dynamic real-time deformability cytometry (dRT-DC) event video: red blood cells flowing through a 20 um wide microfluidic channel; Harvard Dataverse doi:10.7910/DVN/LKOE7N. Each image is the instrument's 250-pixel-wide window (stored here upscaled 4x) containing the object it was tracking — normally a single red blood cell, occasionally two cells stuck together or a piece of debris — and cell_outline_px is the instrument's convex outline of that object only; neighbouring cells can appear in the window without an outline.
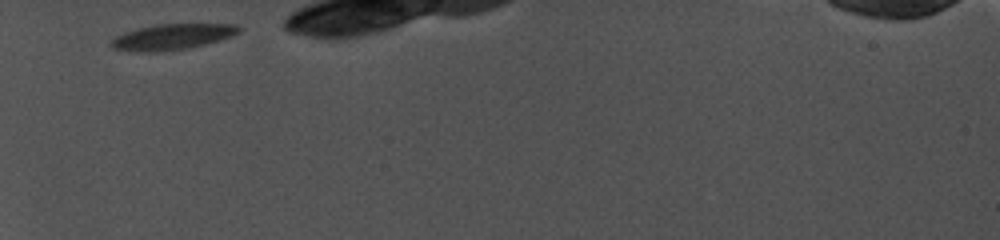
{"species": "common noctule bat (a hibernating species)", "species_latin": "Nyctalus noctula", "temperature_condition": "cold", "stored_images_in_passage": 31, "camera_frame_rate_fps": 5000, "um_per_image_px": 0.085, "animal": {"sex": "female", "body_mass_g": 19.0, "forearm_length_mm": 56.7}, "frame": {"image": 1, "passage_image": 1, "time_ms": 0.0, "image_size_px": [1000, 240], "cell_outline_px": [[240, 32], [232, 36], [204, 44], [188, 48], [112, 48], [108, 44], [116, 36], [124, 32], [136, 28], [152, 24], [236, 24], [240, 28]], "centroid_in_image_um": [14.74, 3.04], "position_along_channel_um": 70.3, "area_um2": 17.86}}
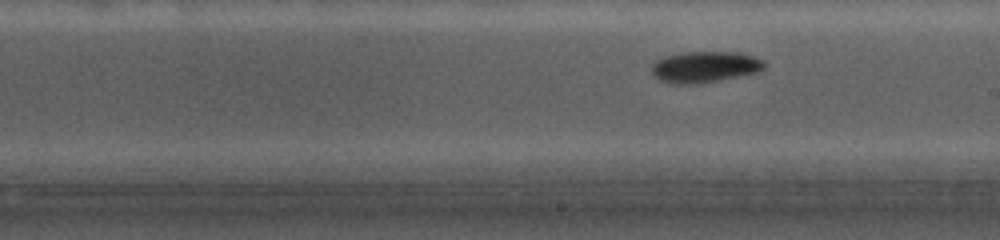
{"frame": {"image": 2, "passage_image": 19, "time_ms": 4.6, "image_size_px": [1000, 240], "cell_outline_px": [[764, 68], [760, 72], [720, 80], [696, 84], [676, 84], [660, 80], [652, 76], [652, 64], [656, 60], [664, 56], [684, 52], [736, 52], [752, 56], [764, 60]], "centroid_in_image_um": [59.9, 5.69], "position_along_channel_um": 229.1, "area_um2": 20.58}}
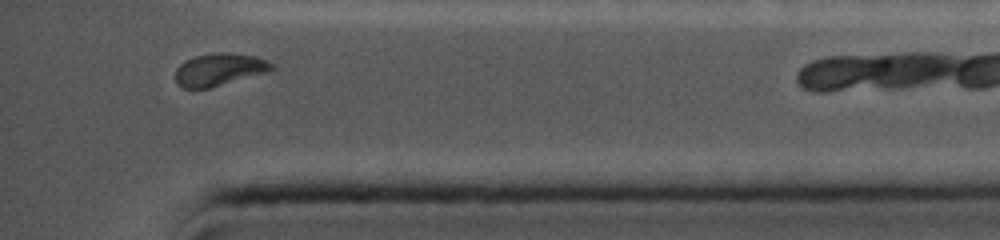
{"frame": {"image": 3, "passage_image": 29, "time_ms": 9.4, "image_size_px": [1000, 240], "cell_outline_px": [[276, 68], [268, 72], [208, 88], [184, 88], [176, 84], [176, 68], [184, 60], [196, 56], [220, 52], [224, 52], [256, 56], [272, 64]], "centroid_in_image_um": [18.62, 5.91], "position_along_channel_um": 416.6, "area_um2": 18.03}}